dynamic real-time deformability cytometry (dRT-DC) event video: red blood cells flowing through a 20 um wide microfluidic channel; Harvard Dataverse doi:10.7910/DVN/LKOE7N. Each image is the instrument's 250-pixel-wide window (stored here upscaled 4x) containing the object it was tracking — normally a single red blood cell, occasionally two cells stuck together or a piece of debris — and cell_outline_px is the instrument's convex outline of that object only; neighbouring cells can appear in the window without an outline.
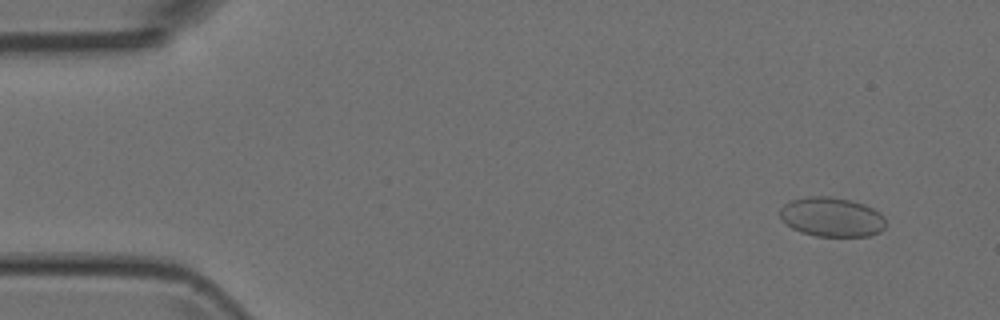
{"species": "Egyptian fruit bat (a non-hibernating species)", "species_latin": "Rousettus aegyptiacus", "temperature_condition": "room temperature", "stored_images_in_passage": 51, "camera_frame_rate_fps": 3000, "um_per_image_px": 0.085, "animal": {"sex": "female"}, "frame": {"image": 1, "passage_image": 4, "time_ms": 1.0, "image_size_px": [1000, 320], "cell_outline_px": [[884, 228], [880, 232], [868, 236], [816, 236], [800, 232], [792, 228], [780, 216], [780, 208], [784, 204], [792, 200], [808, 196], [832, 196], [852, 200], [864, 204], [880, 212], [884, 216]], "centroid_in_image_um": [70.71, 18.44], "position_along_channel_um": 14.3, "area_um2": 24.33}}
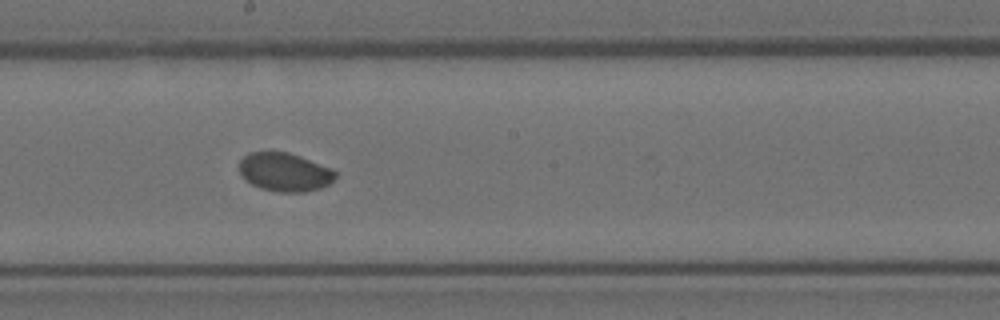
{"frame": {"image": 2, "passage_image": 28, "time_ms": 9.0, "image_size_px": [1000, 320], "cell_outline_px": [[336, 176], [328, 184], [320, 188], [304, 192], [280, 192], [260, 188], [252, 184], [240, 172], [240, 160], [248, 152], [288, 152], [300, 156], [332, 168], [336, 172]], "centroid_in_image_um": [24.21, 14.62], "position_along_channel_um": 224.0, "area_um2": 21.39}}
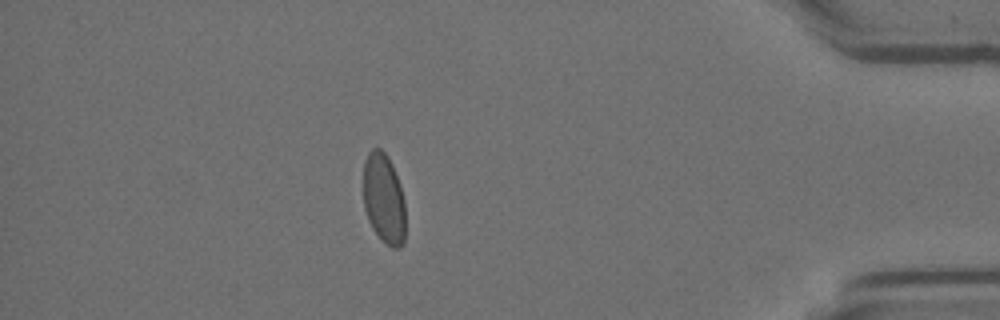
{"frame": {"image": 3, "passage_image": 45, "time_ms": 14.667, "image_size_px": [1000, 320], "cell_outline_px": [[404, 244], [400, 248], [392, 248], [372, 228], [368, 220], [364, 208], [364, 160], [368, 152], [372, 148], [380, 148], [388, 156], [392, 164], [400, 184], [404, 200]], "centroid_in_image_um": [32.62, 16.85], "position_along_channel_um": 402.6, "area_um2": 22.08}}